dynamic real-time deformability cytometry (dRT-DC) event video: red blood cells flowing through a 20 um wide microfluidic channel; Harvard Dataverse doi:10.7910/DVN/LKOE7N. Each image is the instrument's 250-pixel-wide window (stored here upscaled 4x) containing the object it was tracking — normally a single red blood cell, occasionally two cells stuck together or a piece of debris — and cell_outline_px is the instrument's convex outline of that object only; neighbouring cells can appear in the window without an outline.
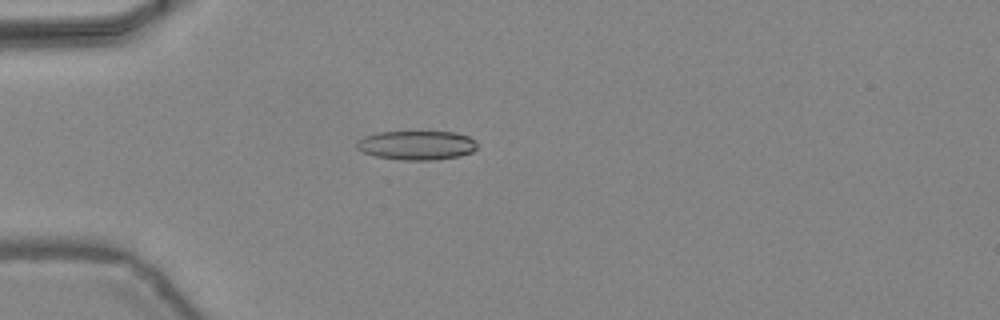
{"species": "common noctule bat (a hibernating species)", "species_latin": "Nyctalus noctula", "temperature_condition": "warm", "stored_images_in_passage": 47, "camera_frame_rate_fps": 3000, "um_per_image_px": 0.085, "animal": {"sex": "female", "body_mass_g": 24.6, "forearm_length_mm": 56.2}, "frame": {"image": 1, "passage_image": 14, "time_ms": 4.333, "image_size_px": [1000, 320], "cell_outline_px": [[476, 148], [472, 152], [460, 156], [436, 160], [400, 160], [376, 156], [364, 152], [356, 148], [356, 140], [364, 136], [376, 132], [456, 132], [468, 136], [476, 140]], "centroid_in_image_um": [35.41, 12.34], "position_along_channel_um": 49.6, "area_um2": 20.63}}
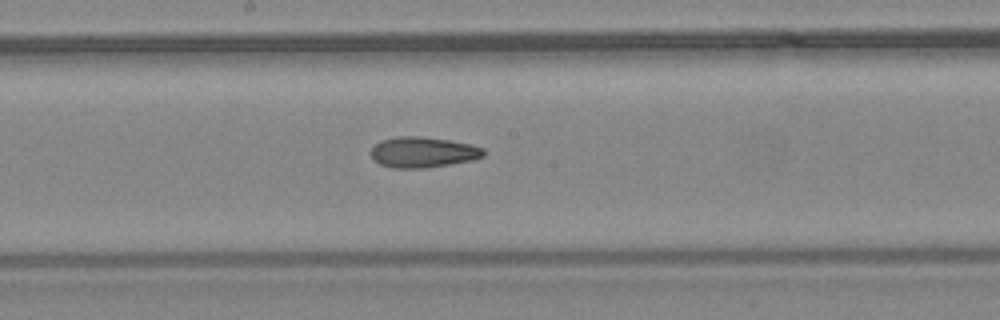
{"frame": {"image": 2, "passage_image": 26, "time_ms": 8.333, "image_size_px": [1000, 320], "cell_outline_px": [[484, 156], [472, 160], [424, 168], [392, 168], [380, 164], [372, 160], [368, 152], [380, 140], [396, 136], [420, 136], [448, 140], [468, 144], [484, 148]], "centroid_in_image_um": [35.88, 12.94], "position_along_channel_um": 212.3, "area_um2": 20.17}}
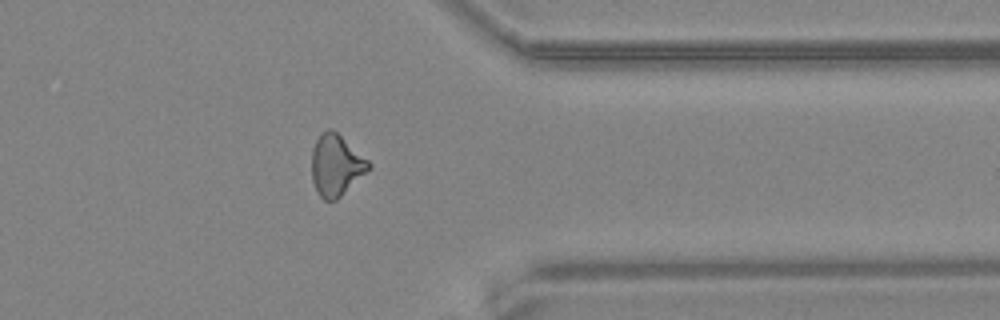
{"frame": {"image": 3, "passage_image": 38, "time_ms": 12.333, "image_size_px": [1000, 320], "cell_outline_px": [[372, 168], [336, 200], [324, 200], [316, 192], [312, 180], [312, 148], [316, 140], [328, 128], [332, 128], [368, 160], [372, 164]], "centroid_in_image_um": [28.57, 14.06], "position_along_channel_um": 382.8, "area_um2": 20.29}, "authors_computed_cell_mechanics": {"area_um2": 20.23, "velocity_mm_per_s": 4.4796, "shape_relaxation_time_tau1_ms": null, "shape_relaxation_time_tau2_ms": 4.2348, "deformation_change_tau1": null, "deformation_change_tau2": 0.1339}}